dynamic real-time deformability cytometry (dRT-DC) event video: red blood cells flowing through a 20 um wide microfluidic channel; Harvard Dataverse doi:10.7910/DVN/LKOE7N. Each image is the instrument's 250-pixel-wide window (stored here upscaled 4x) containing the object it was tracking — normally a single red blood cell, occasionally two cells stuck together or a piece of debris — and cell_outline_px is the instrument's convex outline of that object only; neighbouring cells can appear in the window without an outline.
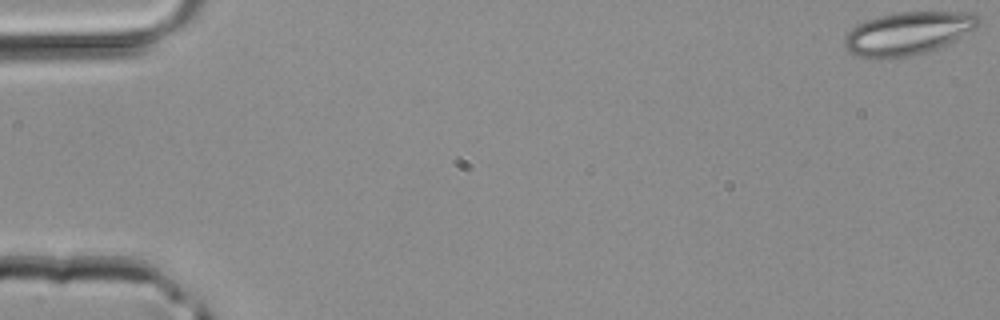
{"species": "common noctule bat (a hibernating species)", "species_latin": "Nyctalus noctula", "temperature_condition": "room temperature", "stored_images_in_passage": 44, "camera_frame_rate_fps": 3000, "um_per_image_px": 0.085, "animal": {"sex": "male", "body_mass_g": 20.4}, "frame": {"image": 1, "passage_image": 1, "time_ms": 0.0, "image_size_px": [1000, 320], "cell_outline_px": [[980, 24], [976, 28], [936, 48], [924, 52], [892, 60], [860, 56], [848, 52], [844, 48], [844, 36], [856, 24], [880, 16], [896, 12], [976, 12], [980, 20]], "centroid_in_image_um": [77.13, 2.83], "position_along_channel_um": 7.9, "area_um2": 33.47}}
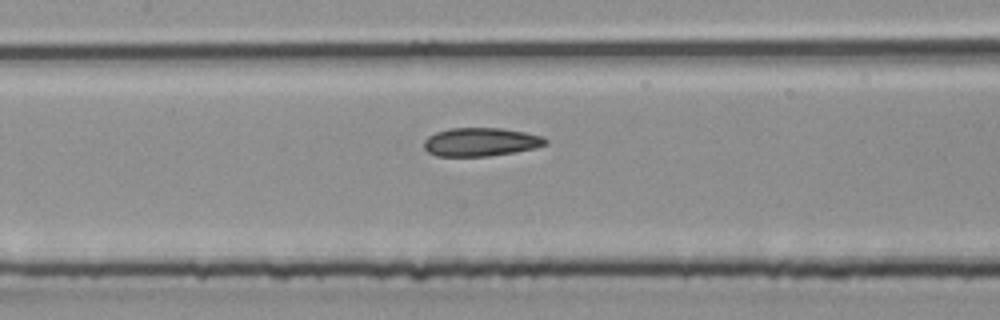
{"frame": {"image": 2, "passage_image": 21, "time_ms": 6.667, "image_size_px": [1000, 320], "cell_outline_px": [[548, 144], [536, 148], [516, 152], [488, 156], [436, 156], [428, 152], [424, 148], [424, 140], [428, 136], [436, 132], [448, 128], [500, 128], [524, 132], [544, 136], [548, 140]], "centroid_in_image_um": [40.88, 12.07], "position_along_channel_um": 166.5, "area_um2": 20.35}}
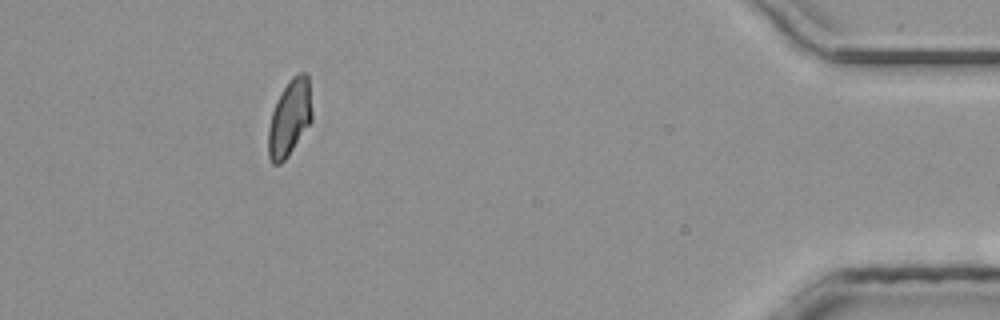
{"frame": {"image": 3, "passage_image": 40, "time_ms": 13.0, "image_size_px": [1000, 320], "cell_outline_px": [[312, 120], [288, 156], [280, 164], [272, 164], [268, 156], [268, 128], [272, 112], [276, 100], [288, 80], [296, 72], [308, 72], [312, 112]], "centroid_in_image_um": [24.61, 9.98], "position_along_channel_um": 410.6, "area_um2": 19.65}}